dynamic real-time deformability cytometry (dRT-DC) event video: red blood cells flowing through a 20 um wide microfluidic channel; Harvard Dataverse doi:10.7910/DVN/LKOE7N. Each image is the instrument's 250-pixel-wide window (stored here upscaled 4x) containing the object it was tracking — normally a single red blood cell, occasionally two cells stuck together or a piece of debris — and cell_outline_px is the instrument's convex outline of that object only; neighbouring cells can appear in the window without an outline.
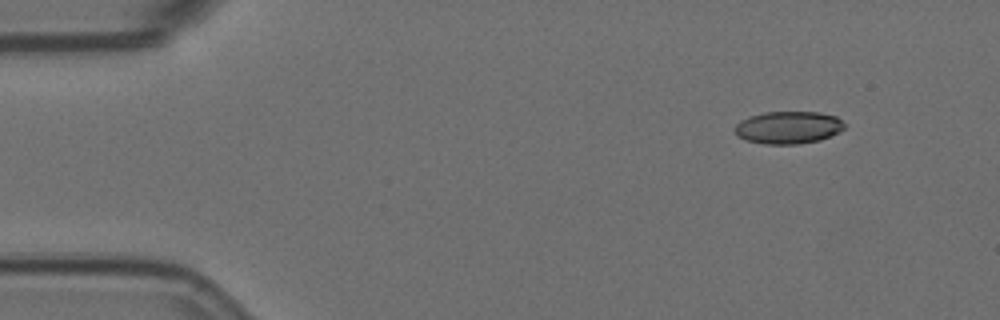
{"species": "Egyptian fruit bat (a non-hibernating species)", "species_latin": "Rousettus aegyptiacus", "temperature_condition": "room temperature", "stored_images_in_passage": 7, "camera_frame_rate_fps": 3000, "um_per_image_px": 0.085, "animal": {"sex": "female"}, "frame": {"image": 1, "passage_image": 2, "time_ms": 0.333, "image_size_px": [1000, 320], "cell_outline_px": [[844, 128], [840, 132], [820, 140], [796, 144], [764, 144], [744, 140], [736, 136], [732, 128], [740, 120], [748, 116], [764, 112], [820, 112], [836, 116], [844, 124]], "centroid_in_image_um": [66.94, 10.84], "position_along_channel_um": 18.1, "area_um2": 21.04}}
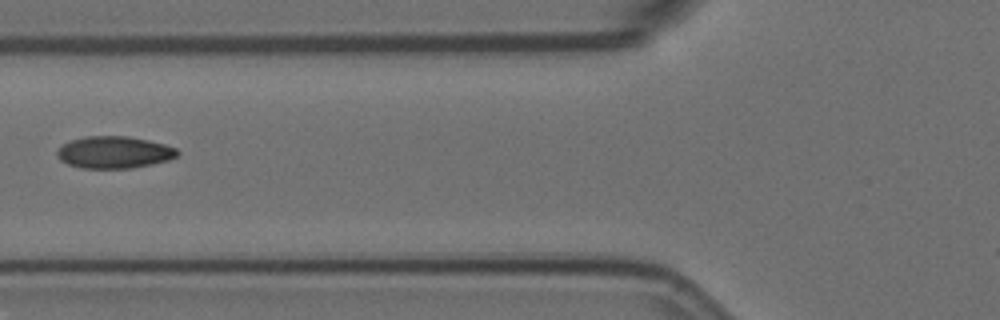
{"frame": {"image": 2, "passage_image": 6, "time_ms": 1.667, "image_size_px": [1000, 320], "cell_outline_px": [[180, 152], [176, 156], [168, 160], [152, 164], [132, 168], [80, 168], [68, 164], [60, 160], [56, 156], [56, 152], [64, 144], [72, 140], [84, 136], [128, 136], [148, 140], [164, 144], [176, 148]], "centroid_in_image_um": [9.7, 12.95], "position_along_channel_um": 116.1, "area_um2": 22.43}}
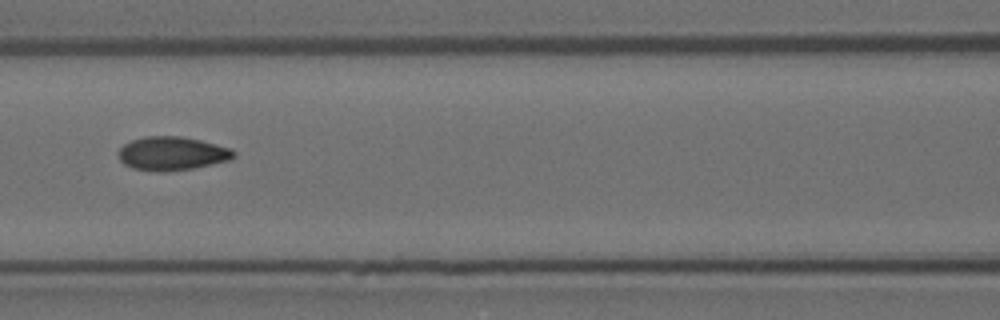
{"frame": {"image": 3, "passage_image": 7, "time_ms": 2.0, "image_size_px": [1000, 320], "cell_outline_px": [[236, 156], [228, 160], [192, 168], [164, 172], [156, 172], [132, 168], [124, 164], [120, 160], [120, 148], [124, 144], [132, 140], [144, 136], [180, 136], [200, 140], [216, 144], [228, 148], [236, 152]], "centroid_in_image_um": [14.6, 13.05], "position_along_channel_um": 152.0, "area_um2": 22.43}}